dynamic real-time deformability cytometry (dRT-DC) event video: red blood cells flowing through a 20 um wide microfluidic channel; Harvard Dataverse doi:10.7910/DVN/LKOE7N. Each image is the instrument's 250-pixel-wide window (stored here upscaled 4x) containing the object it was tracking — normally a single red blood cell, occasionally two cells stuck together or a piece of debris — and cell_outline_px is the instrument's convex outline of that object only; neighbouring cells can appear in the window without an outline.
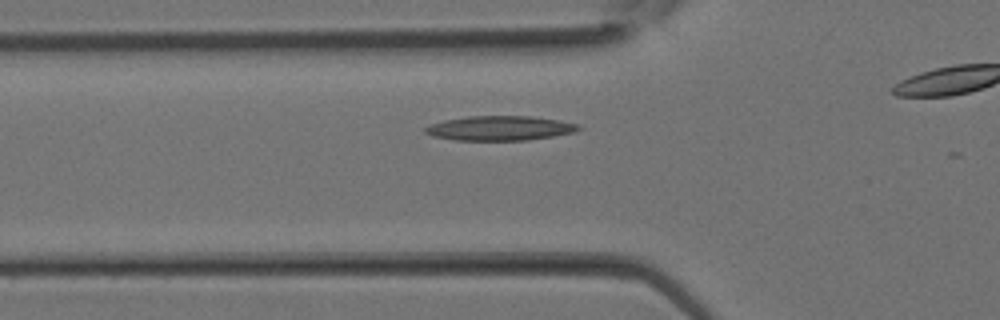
{"species": "Egyptian fruit bat (a non-hibernating species)", "species_latin": "Rousettus aegyptiacus", "temperature_condition": "room temperature", "stored_images_in_passage": 14, "camera_frame_rate_fps": 3000, "um_per_image_px": 0.085, "animal": {"sex": "female"}, "frame": {"image": 1, "passage_image": 5, "time_ms": 1.333, "image_size_px": [1000, 320], "cell_outline_px": [[584, 128], [576, 132], [528, 140], [456, 140], [432, 136], [424, 132], [424, 128], [432, 124], [444, 120], [468, 116], [532, 116], [580, 124]], "centroid_in_image_um": [42.52, 10.89], "position_along_channel_um": 83.3, "area_um2": 21.96}}
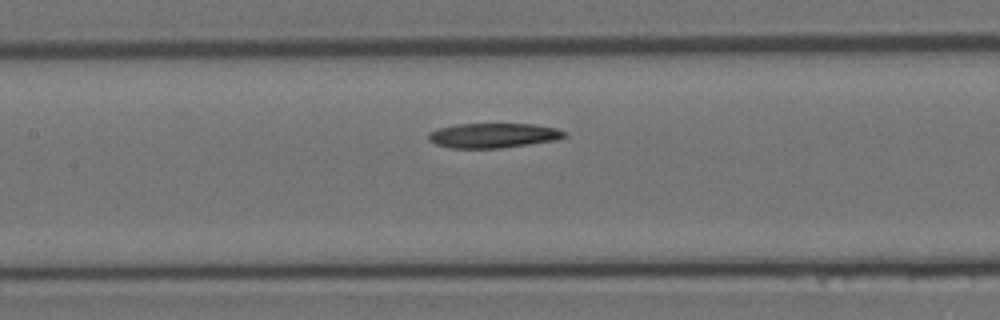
{"frame": {"image": 2, "passage_image": 9, "time_ms": 2.667, "image_size_px": [1000, 320], "cell_outline_px": [[568, 136], [556, 140], [500, 148], [452, 148], [436, 144], [428, 140], [428, 132], [436, 128], [456, 124], [536, 124], [556, 128], [568, 132]], "centroid_in_image_um": [41.93, 11.5], "position_along_channel_um": 165.5, "area_um2": 19.77}}
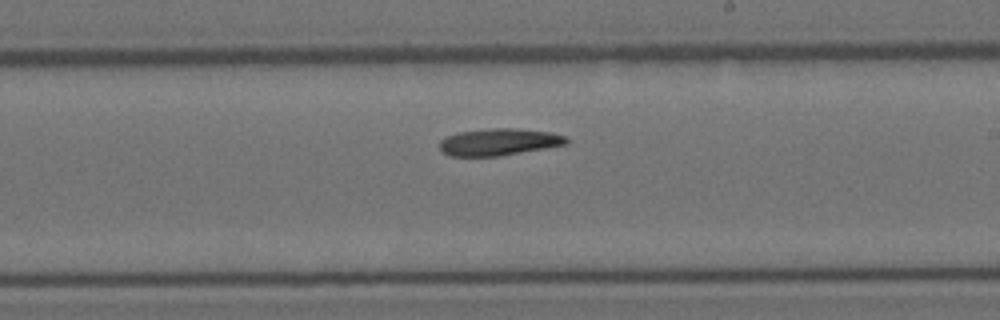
{"frame": {"image": 3, "passage_image": 13, "time_ms": 4.0, "image_size_px": [1000, 320], "cell_outline_px": [[568, 144], [500, 156], [448, 156], [440, 148], [440, 140], [448, 136], [460, 132], [492, 128], [516, 128], [552, 132], [564, 136], [568, 140]], "centroid_in_image_um": [42.43, 12.07], "position_along_channel_um": 246.6, "area_um2": 19.83}}